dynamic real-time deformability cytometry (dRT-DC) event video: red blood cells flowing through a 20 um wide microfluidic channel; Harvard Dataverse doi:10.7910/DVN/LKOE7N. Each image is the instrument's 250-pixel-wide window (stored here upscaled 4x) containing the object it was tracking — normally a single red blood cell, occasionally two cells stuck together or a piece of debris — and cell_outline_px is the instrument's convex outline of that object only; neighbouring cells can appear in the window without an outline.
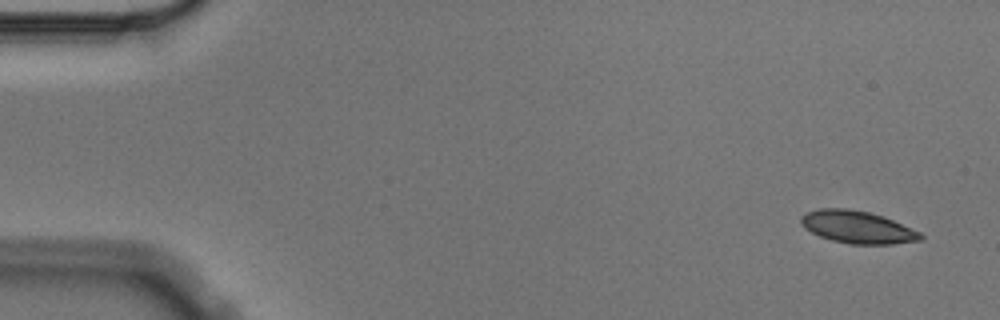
{"species": "Egyptian fruit bat (a non-hibernating species)", "species_latin": "Rousettus aegyptiacus", "temperature_condition": "cold", "stored_images_in_passage": 5, "segment_of_instrument_passage": [2, 2], "camera_frame_rate_fps": 3000, "um_per_image_px": 0.085, "animal": {"sex": "male"}, "frame": {"image": 1, "passage_image": 5, "time_ms": 1.333, "image_size_px": [1000, 320], "cell_outline_px": [[924, 236], [920, 240], [892, 244], [848, 244], [832, 240], [820, 236], [804, 228], [800, 224], [800, 216], [808, 212], [820, 208], [848, 208], [868, 212], [892, 220], [920, 232]], "centroid_in_image_um": [72.84, 19.31], "position_along_channel_um": 12.2, "area_um2": 22.43}}